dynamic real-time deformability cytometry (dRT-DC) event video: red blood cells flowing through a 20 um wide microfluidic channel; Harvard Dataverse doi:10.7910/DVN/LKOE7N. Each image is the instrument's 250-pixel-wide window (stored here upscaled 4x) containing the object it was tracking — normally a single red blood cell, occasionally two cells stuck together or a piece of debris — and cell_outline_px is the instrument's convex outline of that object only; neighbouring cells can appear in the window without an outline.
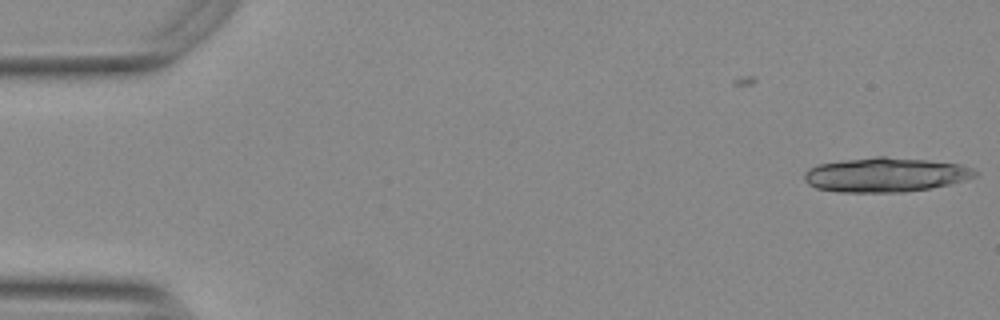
{"species": "Egyptian fruit bat (a non-hibernating species)", "species_latin": "Rousettus aegyptiacus", "temperature_condition": "warm", "stored_images_in_passage": 9, "camera_frame_rate_fps": 3000, "um_per_image_px": 0.085, "animal": {"sex": "female"}, "frame": {"image": 1, "passage_image": 9, "time_ms": 2.667, "image_size_px": [1000, 320], "cell_outline_px": [[980, 172], [976, 176], [964, 180], [932, 188], [904, 192], [840, 192], [816, 188], [808, 184], [804, 180], [804, 172], [808, 168], [820, 164], [840, 160], [876, 156], [884, 156], [928, 160], [960, 164], [972, 168]], "centroid_in_image_um": [75.26, 14.85], "position_along_channel_um": 9.7, "area_um2": 34.45}}